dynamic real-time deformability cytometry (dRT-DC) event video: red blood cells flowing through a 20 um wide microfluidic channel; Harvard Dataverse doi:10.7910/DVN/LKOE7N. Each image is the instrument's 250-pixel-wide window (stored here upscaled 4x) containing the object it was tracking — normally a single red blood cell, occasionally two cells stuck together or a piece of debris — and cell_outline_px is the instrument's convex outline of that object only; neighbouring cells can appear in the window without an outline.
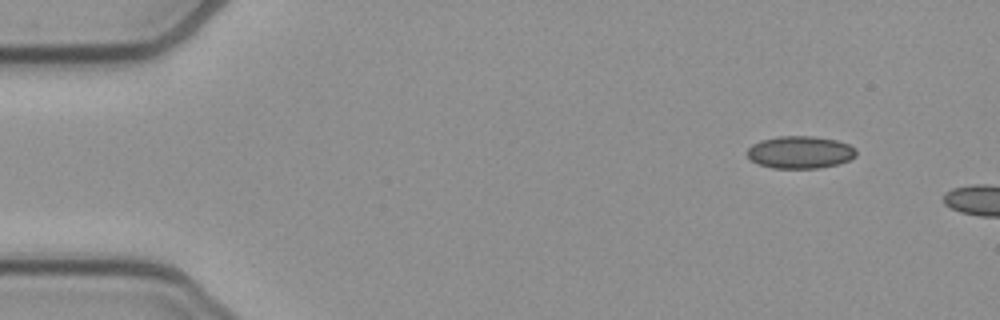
{"species": "common noctule bat (a hibernating species)", "species_latin": "Nyctalus noctula", "temperature_condition": "cold", "stored_images_in_passage": 4, "camera_frame_rate_fps": 3000, "um_per_image_px": 0.085, "animal": {"sex": "female", "body_mass_g": 21.9}, "frame": {"image": 1, "passage_image": 1, "time_ms": 0.0, "image_size_px": [1000, 320], "cell_outline_px": [[856, 156], [848, 160], [836, 164], [820, 168], [772, 168], [760, 164], [752, 160], [748, 156], [748, 148], [752, 144], [760, 140], [776, 136], [812, 136], [836, 140], [848, 144], [856, 148]], "centroid_in_image_um": [68.01, 12.93], "position_along_channel_um": 17.0, "area_um2": 20.52}}